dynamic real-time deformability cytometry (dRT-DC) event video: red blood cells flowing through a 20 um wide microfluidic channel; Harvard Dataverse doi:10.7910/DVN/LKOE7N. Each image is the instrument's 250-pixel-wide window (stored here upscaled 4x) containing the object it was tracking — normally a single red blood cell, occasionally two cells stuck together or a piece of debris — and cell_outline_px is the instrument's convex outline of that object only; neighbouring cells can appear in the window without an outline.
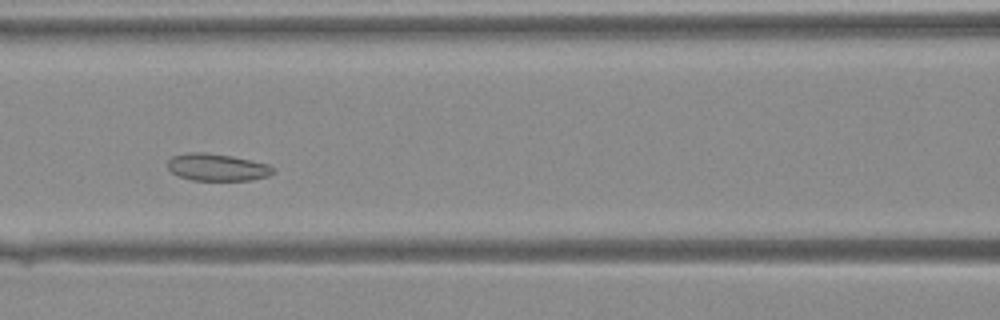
{"species": "Egyptian fruit bat (a non-hibernating species)", "species_latin": "Rousettus aegyptiacus", "temperature_condition": "warm", "stored_images_in_passage": 35, "camera_frame_rate_fps": 3000, "um_per_image_px": 0.085, "animal": {"sex": "female"}, "frame": {"image": 1, "passage_image": 12, "time_ms": 3.667, "image_size_px": [1000, 320], "cell_outline_px": [[276, 172], [268, 176], [252, 180], [192, 180], [180, 176], [172, 172], [168, 168], [168, 160], [172, 156], [192, 152], [204, 152], [228, 156], [268, 164]], "centroid_in_image_um": [18.45, 14.23], "position_along_channel_um": 148.2, "area_um2": 16.42}}
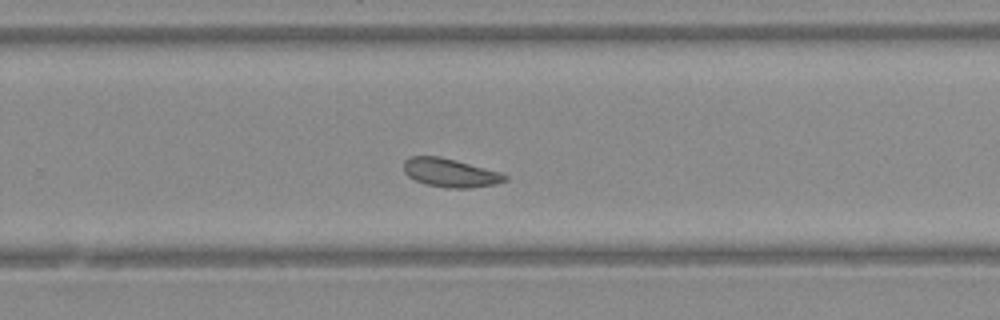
{"frame": {"image": 2, "passage_image": 21, "time_ms": 6.667, "image_size_px": [1000, 320], "cell_outline_px": [[508, 180], [496, 184], [472, 188], [448, 188], [424, 184], [408, 176], [404, 172], [404, 160], [408, 156], [440, 156], [456, 160], [500, 172], [508, 176]], "centroid_in_image_um": [38.27, 14.69], "position_along_channel_um": 291.5, "area_um2": 16.99}}
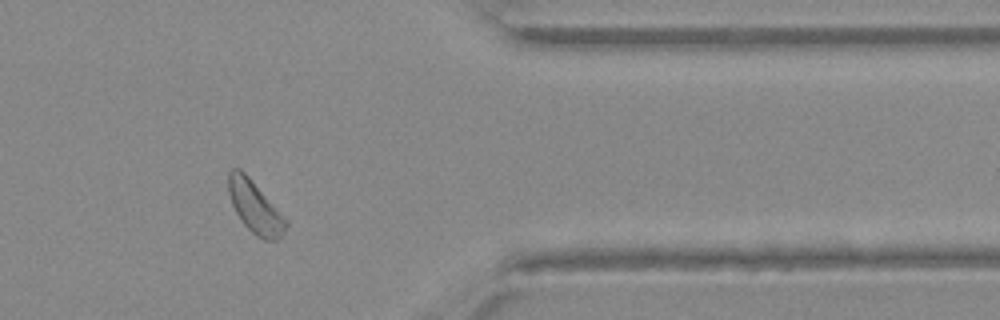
{"frame": {"image": 3, "passage_image": 28, "time_ms": 9.0, "image_size_px": [1000, 320], "cell_outline_px": [[288, 224], [284, 232], [276, 240], [264, 240], [256, 236], [244, 224], [236, 212], [232, 204], [228, 192], [228, 172], [232, 168], [240, 168], [248, 176], [288, 220]], "centroid_in_image_um": [21.67, 17.6], "position_along_channel_um": 389.7, "area_um2": 17.28}}